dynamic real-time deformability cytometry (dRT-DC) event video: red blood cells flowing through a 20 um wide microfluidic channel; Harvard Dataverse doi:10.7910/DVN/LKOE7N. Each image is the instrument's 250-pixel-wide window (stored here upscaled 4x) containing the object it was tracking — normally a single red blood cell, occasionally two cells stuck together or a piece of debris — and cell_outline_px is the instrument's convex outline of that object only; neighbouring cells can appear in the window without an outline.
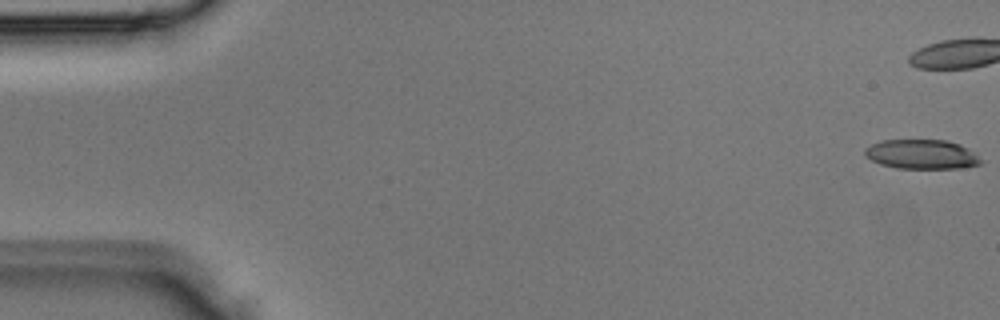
{"species": "Egyptian fruit bat (a non-hibernating species)", "species_latin": "Rousettus aegyptiacus", "temperature_condition": "room temperature", "stored_images_in_passage": 4, "segment_of_instrument_passage": [2, 2], "camera_frame_rate_fps": 3000, "um_per_image_px": 0.085, "animal": {"sex": "male"}, "frame": {"image": 1, "passage_image": 4, "time_ms": 1.0, "image_size_px": [1000, 320], "cell_outline_px": [[984, 160], [980, 164], [960, 168], [896, 168], [880, 164], [864, 156], [864, 148], [880, 140], [948, 140], [960, 144], [968, 148]], "centroid_in_image_um": [78.34, 13.11], "position_along_channel_um": 6.7, "area_um2": 20.06}}